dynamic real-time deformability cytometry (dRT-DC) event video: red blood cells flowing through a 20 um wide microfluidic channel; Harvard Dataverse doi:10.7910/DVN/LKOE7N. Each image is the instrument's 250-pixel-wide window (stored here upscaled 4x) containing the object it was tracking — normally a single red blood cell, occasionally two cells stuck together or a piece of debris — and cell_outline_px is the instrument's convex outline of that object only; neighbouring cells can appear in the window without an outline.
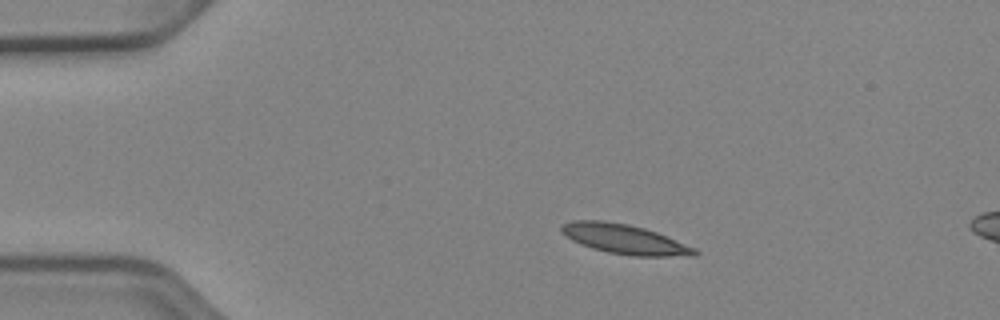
{"species": "Egyptian fruit bat (a non-hibernating species)", "species_latin": "Rousettus aegyptiacus", "temperature_condition": "cold", "stored_images_in_passage": 6, "camera_frame_rate_fps": 3000, "um_per_image_px": 0.085, "animal": {"sex": "female"}, "frame": {"image": 1, "passage_image": 1, "time_ms": 0.0, "image_size_px": [1000, 320], "cell_outline_px": [[700, 252], [696, 256], [632, 256], [608, 252], [592, 248], [572, 240], [560, 232], [560, 228], [564, 224], [572, 220], [604, 220], [628, 224], [644, 228], [656, 232], [696, 248]], "centroid_in_image_um": [53.1, 20.33], "position_along_channel_um": 31.9, "area_um2": 23.0}}